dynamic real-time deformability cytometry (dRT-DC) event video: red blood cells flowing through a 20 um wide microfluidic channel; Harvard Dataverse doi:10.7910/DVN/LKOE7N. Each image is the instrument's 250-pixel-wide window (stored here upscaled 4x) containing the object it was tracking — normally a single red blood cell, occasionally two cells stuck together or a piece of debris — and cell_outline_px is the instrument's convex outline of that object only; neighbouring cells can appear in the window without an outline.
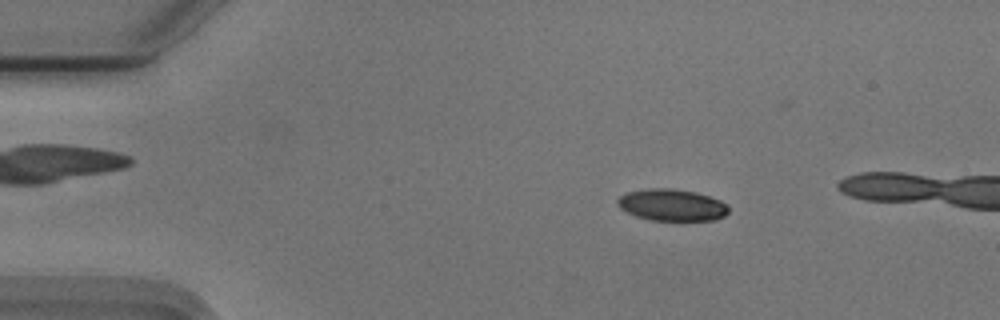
{"species": "Egyptian fruit bat (a non-hibernating species)", "species_latin": "Rousettus aegyptiacus", "temperature_condition": "cold", "stored_images_in_passage": 44, "camera_frame_rate_fps": 3000, "um_per_image_px": 0.085, "animal": {"sex": "male"}, "frame": {"image": 1, "passage_image": 9, "time_ms": 2.667, "image_size_px": [1000, 320], "cell_outline_px": [[728, 212], [724, 216], [712, 220], [652, 220], [636, 216], [620, 208], [616, 204], [616, 200], [620, 196], [628, 192], [648, 188], [672, 188], [696, 192], [720, 200], [728, 204]], "centroid_in_image_um": [57.1, 17.41], "position_along_channel_um": 27.9, "area_um2": 20.52}}
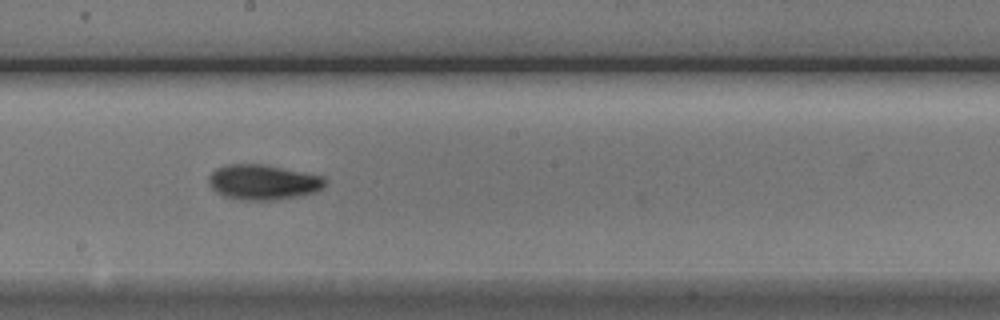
{"frame": {"image": 2, "passage_image": 30, "time_ms": 9.667, "image_size_px": [1000, 320], "cell_outline_px": [[328, 180], [324, 188], [316, 192], [276, 200], [240, 200], [224, 196], [216, 192], [208, 184], [208, 176], [216, 168], [228, 164], [264, 164], [324, 176]], "centroid_in_image_um": [22.37, 15.48], "position_along_channel_um": 225.8, "area_um2": 24.1}}
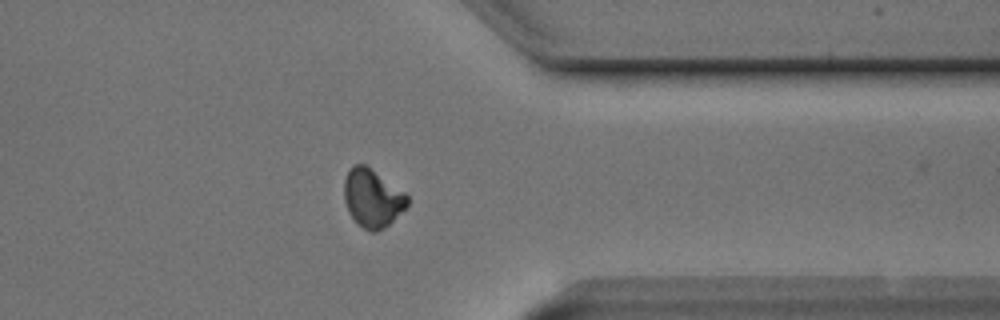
{"frame": {"image": 3, "passage_image": 43, "time_ms": 14.0, "image_size_px": [1000, 320], "cell_outline_px": [[408, 204], [384, 228], [376, 232], [372, 232], [356, 224], [348, 212], [344, 200], [344, 180], [348, 172], [356, 164], [364, 164], [404, 192], [408, 196]], "centroid_in_image_um": [31.62, 16.87], "position_along_channel_um": 379.8, "area_um2": 21.04}}